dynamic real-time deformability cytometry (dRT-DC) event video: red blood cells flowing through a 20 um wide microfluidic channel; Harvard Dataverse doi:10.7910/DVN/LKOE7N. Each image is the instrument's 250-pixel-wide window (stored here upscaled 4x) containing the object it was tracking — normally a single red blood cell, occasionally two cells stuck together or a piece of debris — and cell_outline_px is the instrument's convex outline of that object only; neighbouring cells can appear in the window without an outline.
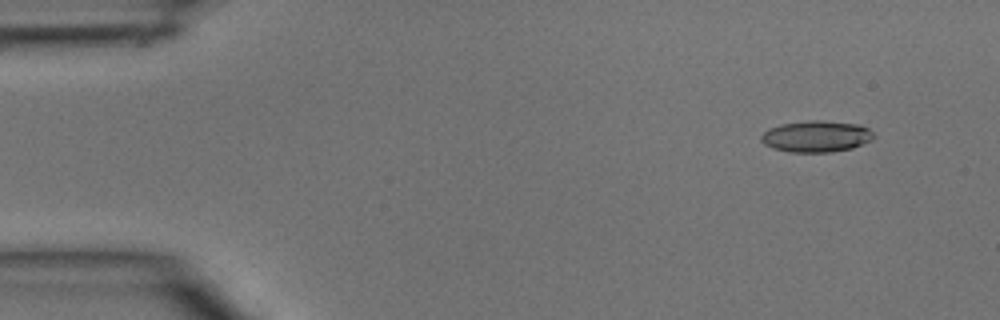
{"species": "common noctule bat (a hibernating species)", "species_latin": "Nyctalus noctula", "temperature_condition": "room temperature", "stored_images_in_passage": 4, "camera_frame_rate_fps": 3000, "um_per_image_px": 0.085, "animal": {"sex": "male", "body_mass_g": 15.6}, "frame": {"image": 1, "passage_image": 1, "time_ms": 0.0, "image_size_px": [1000, 320], "cell_outline_px": [[876, 136], [872, 140], [852, 148], [828, 152], [788, 152], [772, 148], [764, 144], [760, 140], [760, 136], [768, 128], [780, 124], [808, 120], [820, 120], [860, 124], [868, 128]], "centroid_in_image_um": [69.37, 11.58], "position_along_channel_um": 15.6, "area_um2": 20.81}}
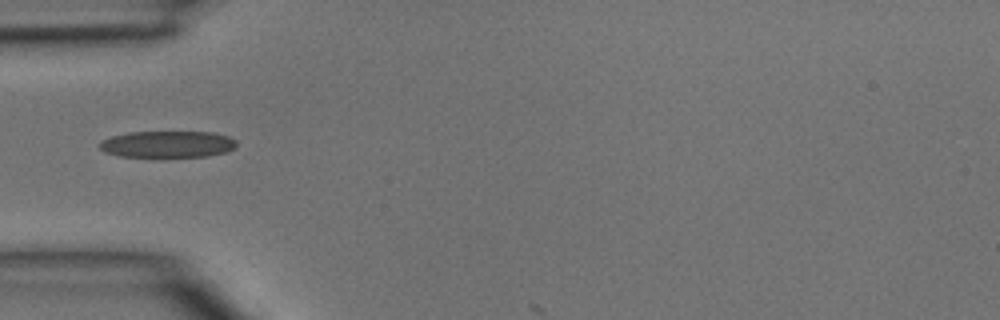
{"frame": {"image": 2, "passage_image": 4, "time_ms": 1.0, "image_size_px": [1000, 320], "cell_outline_px": [[236, 148], [224, 152], [208, 156], [120, 156], [104, 152], [100, 148], [100, 140], [112, 136], [128, 132], [212, 132], [228, 136], [236, 140]], "centroid_in_image_um": [14.24, 12.25], "position_along_channel_um": 70.8, "area_um2": 21.1}}